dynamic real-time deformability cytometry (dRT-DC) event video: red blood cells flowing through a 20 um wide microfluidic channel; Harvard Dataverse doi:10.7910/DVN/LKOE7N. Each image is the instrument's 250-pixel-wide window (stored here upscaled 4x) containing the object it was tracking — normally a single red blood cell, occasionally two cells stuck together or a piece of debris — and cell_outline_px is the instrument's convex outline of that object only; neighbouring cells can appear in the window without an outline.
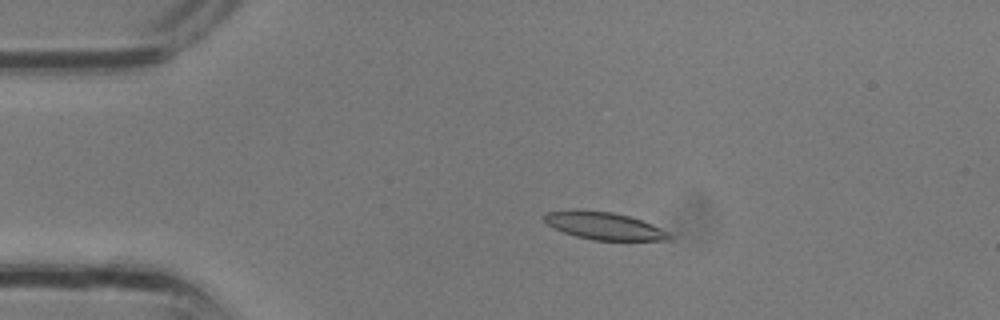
{"species": "common noctule bat (a hibernating species)", "species_latin": "Nyctalus noctula", "temperature_condition": "room temperature", "stored_images_in_passage": 33, "camera_frame_rate_fps": 3000, "um_per_image_px": 0.085, "animal": {"sex": "male", "body_mass_g": 13.3}, "frame": {"image": 1, "passage_image": 7, "time_ms": 2.0, "image_size_px": [1000, 320], "cell_outline_px": [[672, 240], [592, 240], [576, 236], [564, 232], [548, 224], [544, 220], [544, 212], [612, 212], [628, 216], [652, 224], [668, 232], [672, 236]], "centroid_in_image_um": [51.43, 19.24], "position_along_channel_um": 33.6, "area_um2": 19.13}}
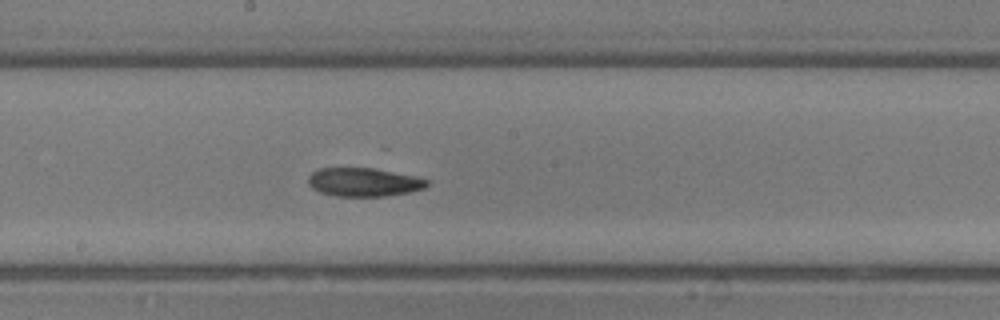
{"frame": {"image": 2, "passage_image": 18, "time_ms": 5.667, "image_size_px": [1000, 320], "cell_outline_px": [[428, 184], [424, 188], [408, 192], [384, 196], [336, 196], [320, 192], [312, 188], [308, 184], [308, 176], [312, 172], [320, 168], [372, 168], [412, 176], [428, 180]], "centroid_in_image_um": [30.86, 15.48], "position_along_channel_um": 217.3, "area_um2": 19.48}}
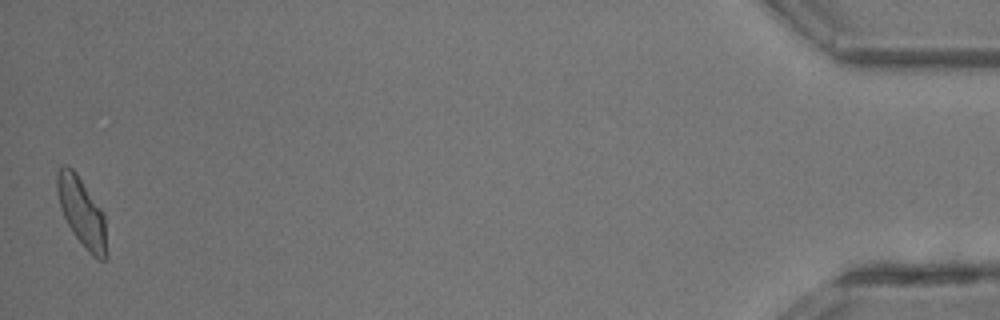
{"frame": {"image": 3, "passage_image": 33, "time_ms": 10.667, "image_size_px": [1000, 320], "cell_outline_px": [[108, 256], [104, 260], [100, 260], [92, 256], [84, 248], [68, 224], [60, 208], [56, 188], [56, 172], [64, 164], [72, 168], [76, 172], [104, 212], [108, 252]], "centroid_in_image_um": [6.97, 18.05], "position_along_channel_um": 428.2, "area_um2": 20.17}}